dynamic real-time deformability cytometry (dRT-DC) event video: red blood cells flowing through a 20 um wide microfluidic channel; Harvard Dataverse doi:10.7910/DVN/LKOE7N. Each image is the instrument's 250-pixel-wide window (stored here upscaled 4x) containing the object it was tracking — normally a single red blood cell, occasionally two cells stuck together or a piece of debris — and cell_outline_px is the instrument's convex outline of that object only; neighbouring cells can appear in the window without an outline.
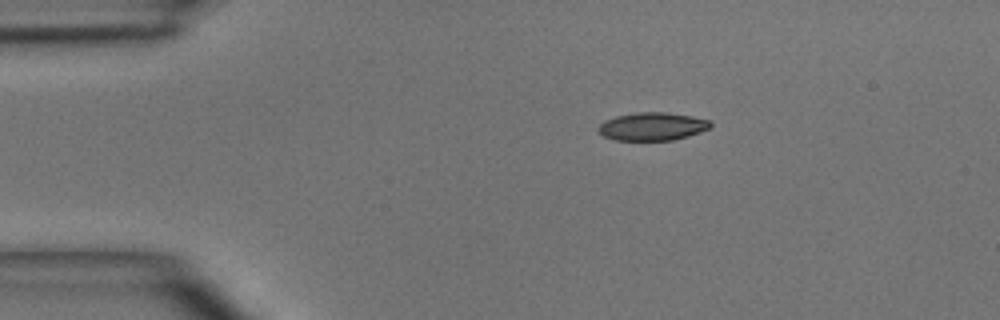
{"species": "common noctule bat (a hibernating species)", "species_latin": "Nyctalus noctula", "temperature_condition": "room temperature", "stored_images_in_passage": 2, "camera_frame_rate_fps": 3000, "um_per_image_px": 0.085, "animal": {"sex": "male", "body_mass_g": 15.6}, "frame": {"image": 1, "passage_image": 1, "time_ms": 0.0, "image_size_px": [1000, 320], "cell_outline_px": [[712, 124], [708, 128], [700, 132], [688, 136], [672, 140], [616, 140], [604, 136], [596, 128], [604, 120], [616, 116], [636, 112], [668, 112], [692, 116], [708, 120]], "centroid_in_image_um": [55.43, 10.74], "position_along_channel_um": 29.6, "area_um2": 18.26}}